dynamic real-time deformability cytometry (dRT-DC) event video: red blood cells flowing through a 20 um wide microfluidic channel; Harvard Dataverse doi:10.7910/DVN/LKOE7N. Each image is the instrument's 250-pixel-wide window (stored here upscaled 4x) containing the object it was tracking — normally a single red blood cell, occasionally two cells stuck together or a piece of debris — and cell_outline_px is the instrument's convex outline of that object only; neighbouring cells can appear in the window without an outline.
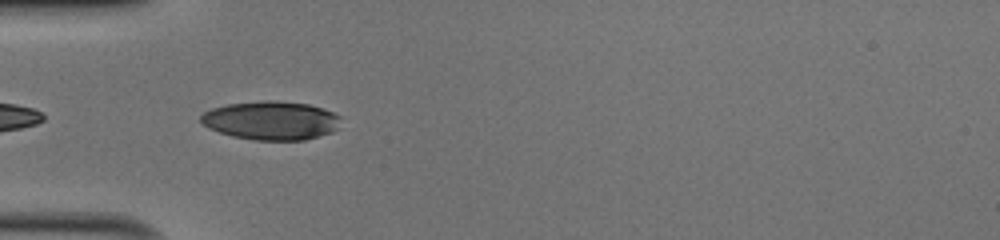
{"species": "human", "species_latin": "Homo sapiens", "temperature_condition": "cold", "stored_images_in_passage": 36, "camera_frame_rate_fps": 3000, "um_per_image_px": 0.085, "donor": {"sex": "male"}, "frame": {"image": 1, "passage_image": 2, "time_ms": 0.333, "image_size_px": [1000, 240], "cell_outline_px": [[340, 116], [336, 128], [332, 132], [304, 140], [252, 140], [232, 136], [208, 128], [200, 120], [200, 116], [204, 112], [212, 108], [228, 104], [264, 100], [272, 100], [308, 104], [332, 112]], "centroid_in_image_um": [23.01, 10.24], "position_along_channel_um": 62.0, "area_um2": 31.33}}
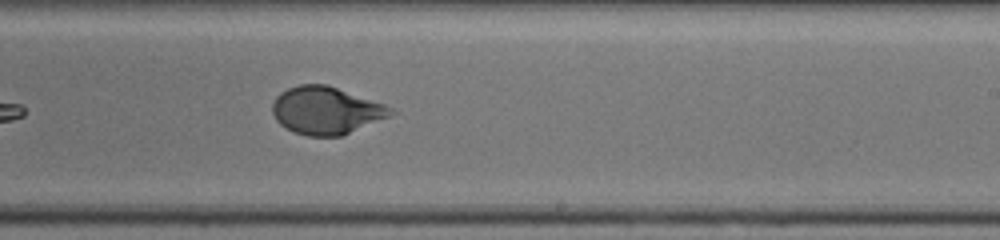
{"frame": {"image": 2, "passage_image": 17, "time_ms": 5.333, "image_size_px": [1000, 240], "cell_outline_px": [[396, 112], [388, 116], [340, 136], [308, 136], [292, 132], [280, 124], [276, 120], [272, 112], [272, 104], [276, 96], [280, 92], [288, 88], [300, 84], [328, 84], [384, 104], [392, 108]], "centroid_in_image_um": [27.67, 9.38], "position_along_channel_um": 261.3, "area_um2": 32.6}}
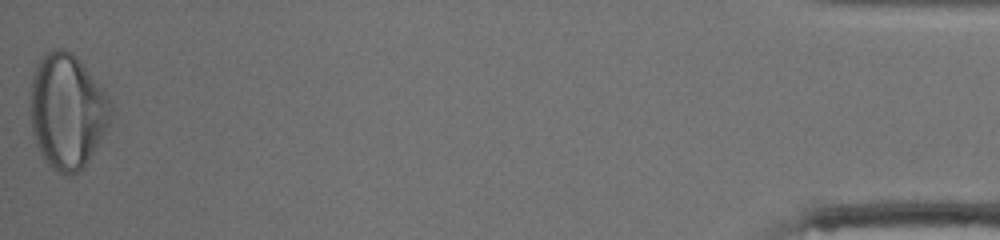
{"frame": {"image": 3, "passage_image": 36, "time_ms": 11.667, "image_size_px": [1000, 240], "cell_outline_px": [[112, 120], [88, 160], [80, 172], [72, 176], [68, 176], [60, 172], [48, 164], [40, 152], [36, 144], [32, 132], [32, 72], [36, 64], [44, 52], [52, 48], [60, 48], [76, 56], [108, 100], [112, 108]], "centroid_in_image_um": [5.69, 9.47], "position_along_channel_um": 429.5, "area_um2": 53.0}, "authors_computed_cell_mechanics": {"area_um2": 33.0327, "velocity_mm_per_s": 4.0626, "shape_relaxation_time_tau1_ms": 7.4136, "shape_relaxation_time_tau2_ms": null, "deformation_change_tau1": 0.2485, "deformation_change_tau2": null}}